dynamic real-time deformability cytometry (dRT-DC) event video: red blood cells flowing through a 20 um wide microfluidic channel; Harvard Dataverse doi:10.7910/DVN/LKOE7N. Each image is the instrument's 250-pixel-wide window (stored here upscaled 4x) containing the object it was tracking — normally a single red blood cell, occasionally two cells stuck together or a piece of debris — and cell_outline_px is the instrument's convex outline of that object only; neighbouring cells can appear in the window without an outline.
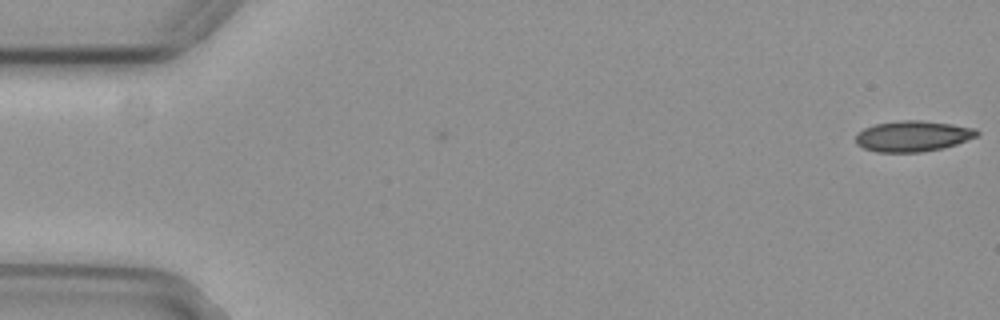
{"species": "common noctule bat (a hibernating species)", "species_latin": "Nyctalus noctula", "temperature_condition": "cold", "stored_images_in_passage": 2, "camera_frame_rate_fps": 3000, "um_per_image_px": 0.085, "animal": {"sex": "female", "body_mass_g": 29.2, "forearm_length_mm": 56.3}, "frame": {"image": 1, "passage_image": 2, "time_ms": 0.333, "image_size_px": [1000, 320], "cell_outline_px": [[980, 132], [976, 136], [956, 144], [944, 148], [920, 152], [876, 152], [864, 148], [856, 144], [856, 136], [864, 128], [876, 124], [900, 120], [920, 120], [952, 124], [976, 128]], "centroid_in_image_um": [77.6, 11.57], "position_along_channel_um": 7.4, "area_um2": 21.68}}